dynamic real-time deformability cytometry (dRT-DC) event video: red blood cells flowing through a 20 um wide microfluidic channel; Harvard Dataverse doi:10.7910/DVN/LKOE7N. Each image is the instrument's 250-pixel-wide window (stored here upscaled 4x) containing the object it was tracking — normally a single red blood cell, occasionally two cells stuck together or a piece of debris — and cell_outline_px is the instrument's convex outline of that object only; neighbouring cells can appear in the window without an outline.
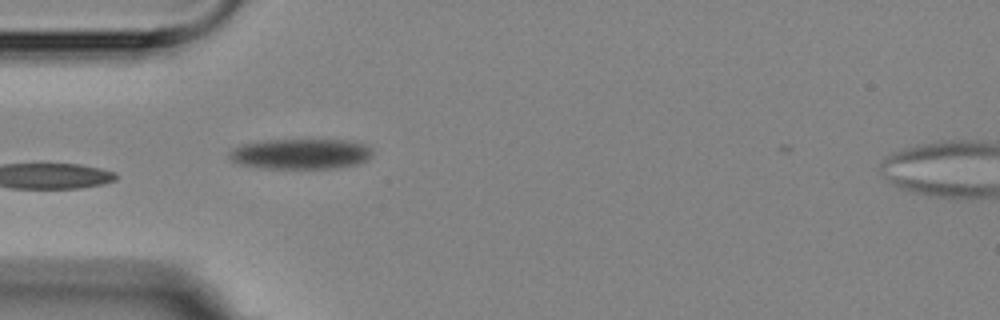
{"species": "Egyptian fruit bat (a non-hibernating species)", "species_latin": "Rousettus aegyptiacus", "temperature_condition": "room temperature", "stored_images_in_passage": 5, "camera_frame_rate_fps": 3000, "um_per_image_px": 0.085, "animal": {"sex": "female"}, "frame": {"image": 1, "passage_image": 4, "time_ms": 3.667, "image_size_px": [1000, 320], "cell_outline_px": [[372, 156], [368, 160], [356, 164], [336, 168], [260, 168], [236, 164], [228, 156], [228, 152], [232, 148], [240, 144], [264, 140], [352, 140], [364, 144], [372, 148]], "centroid_in_image_um": [25.53, 13.08], "position_along_channel_um": 59.5, "area_um2": 25.72}}